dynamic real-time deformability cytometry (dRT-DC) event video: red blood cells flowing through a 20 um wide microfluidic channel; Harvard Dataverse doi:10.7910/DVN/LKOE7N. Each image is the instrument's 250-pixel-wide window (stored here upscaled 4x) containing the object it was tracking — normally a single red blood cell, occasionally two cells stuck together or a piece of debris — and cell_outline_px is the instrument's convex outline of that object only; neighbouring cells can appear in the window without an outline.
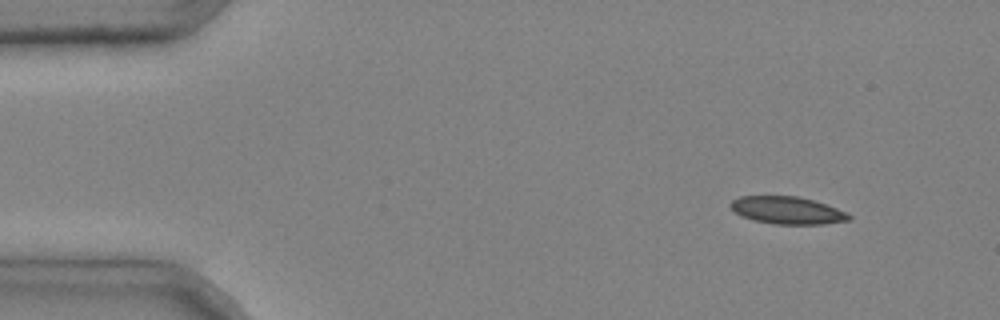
{"species": "common noctule bat (a hibernating species)", "species_latin": "Nyctalus noctula", "temperature_condition": "cold", "stored_images_in_passage": 2, "camera_frame_rate_fps": 3000, "um_per_image_px": 0.085, "animal": {"sex": "male", "body_mass_g": 20.4}, "frame": {"image": 1, "passage_image": 1, "time_ms": 0.0, "image_size_px": [1000, 320], "cell_outline_px": [[852, 220], [824, 224], [776, 224], [752, 220], [740, 216], [728, 204], [732, 200], [740, 196], [796, 196], [812, 200], [848, 212], [852, 216]], "centroid_in_image_um": [66.92, 17.88], "position_along_channel_um": 18.1, "area_um2": 18.96}}